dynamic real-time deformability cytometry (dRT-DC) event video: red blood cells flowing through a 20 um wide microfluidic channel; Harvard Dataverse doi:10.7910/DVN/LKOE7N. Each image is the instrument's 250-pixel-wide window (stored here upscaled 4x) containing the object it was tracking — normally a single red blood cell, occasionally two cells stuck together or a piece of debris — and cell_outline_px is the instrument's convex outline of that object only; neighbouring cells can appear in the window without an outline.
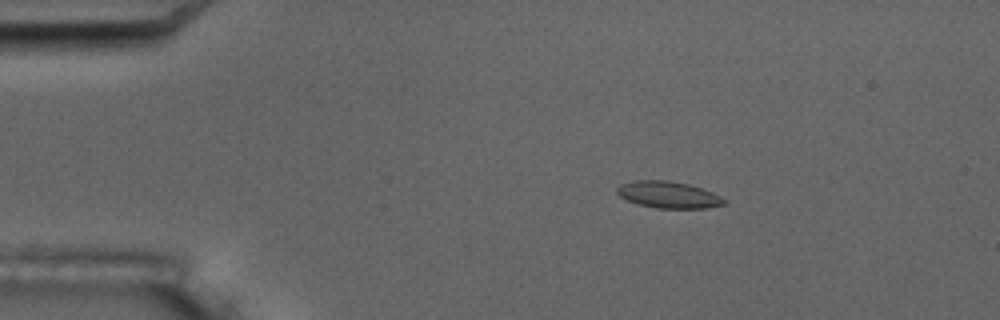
{"species": "common noctule bat (a hibernating species)", "species_latin": "Nyctalus noctula", "temperature_condition": "room temperature", "stored_images_in_passage": 13, "camera_frame_rate_fps": 3000, "um_per_image_px": 0.085, "animal": {"sex": "male", "body_mass_g": 17.5, "forearm_length_mm": 52.3}, "frame": {"image": 1, "passage_image": 3, "time_ms": 2.333, "image_size_px": [1000, 320], "cell_outline_px": [[728, 200], [724, 204], [704, 208], [656, 208], [640, 204], [628, 200], [620, 196], [616, 192], [616, 188], [620, 184], [632, 180], [668, 180], [688, 184], [712, 192]], "centroid_in_image_um": [56.8, 16.54], "position_along_channel_um": 28.2, "area_um2": 16.59}}
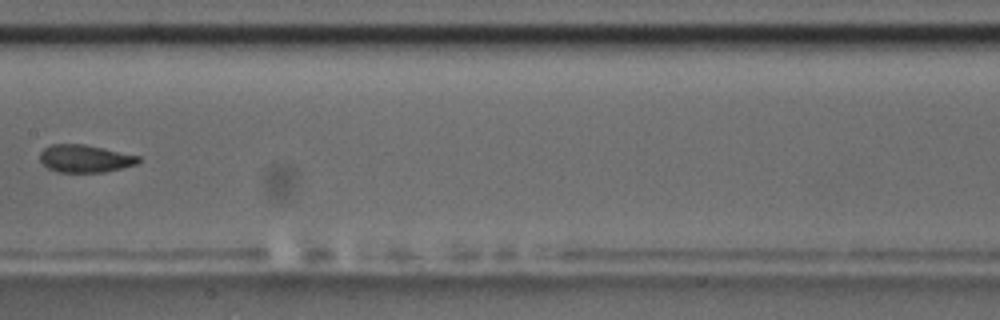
{"frame": {"image": 2, "passage_image": 8, "time_ms": 9.0, "image_size_px": [1000, 320], "cell_outline_px": [[140, 160], [136, 164], [104, 172], [56, 172], [48, 168], [40, 160], [40, 152], [44, 148], [52, 144], [84, 144], [104, 148], [140, 156]], "centroid_in_image_um": [7.21, 13.47], "position_along_channel_um": 200.2, "area_um2": 15.78}, "authors_computed_cell_mechanics": {"area_um2": 16.184, "velocity_mm_per_s": 3.4783, "shape_relaxation_time_tau1_ms": 5.6554, "shape_relaxation_time_tau2_ms": 1.4662, "deformation_change_tau1": 0.1319, "deformation_change_tau2": 0.0724}}